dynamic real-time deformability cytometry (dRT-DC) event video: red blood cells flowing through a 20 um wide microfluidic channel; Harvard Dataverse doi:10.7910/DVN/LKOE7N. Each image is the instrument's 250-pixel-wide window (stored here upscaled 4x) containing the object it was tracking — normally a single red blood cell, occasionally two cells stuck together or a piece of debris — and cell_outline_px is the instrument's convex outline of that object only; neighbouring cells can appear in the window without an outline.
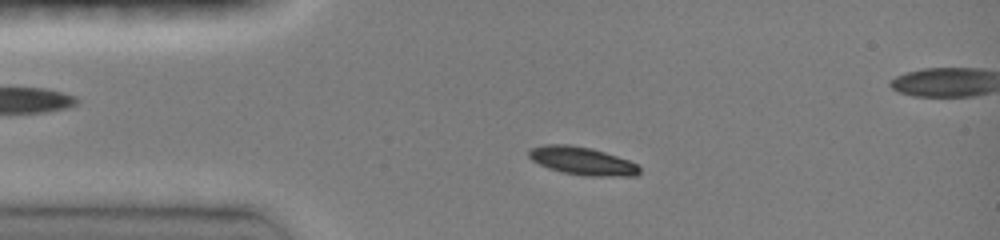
{"species": "common noctule bat (a hibernating species)", "species_latin": "Nyctalus noctula", "temperature_condition": "room temperature", "stored_images_in_passage": 42, "camera_frame_rate_fps": 3000, "um_per_image_px": 0.085, "animal": {"sex": "female", "body_mass_g": 19.0, "forearm_length_mm": 51.5}, "frame": {"image": 1, "passage_image": 8, "time_ms": 2.333, "image_size_px": [1000, 240], "cell_outline_px": [[640, 172], [636, 176], [588, 176], [560, 172], [548, 168], [532, 160], [528, 156], [528, 148], [544, 144], [568, 144], [592, 148], [628, 160], [636, 164], [640, 168]], "centroid_in_image_um": [49.45, 13.67], "position_along_channel_um": 35.6, "area_um2": 18.15}}
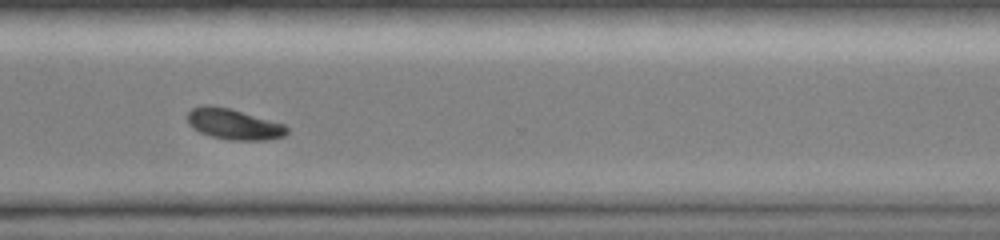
{"frame": {"image": 2, "passage_image": 33, "time_ms": 10.667, "image_size_px": [1000, 240], "cell_outline_px": [[288, 132], [284, 136], [268, 140], [228, 140], [208, 136], [192, 128], [188, 124], [188, 112], [192, 108], [204, 104], [208, 104], [232, 108], [284, 124], [288, 128]], "centroid_in_image_um": [19.85, 10.55], "position_along_channel_um": 350.8, "area_um2": 18.15}}
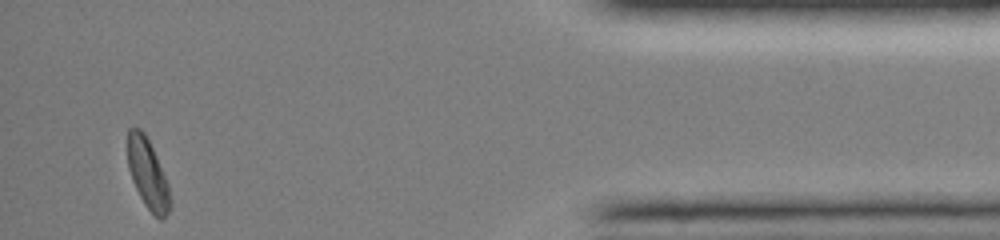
{"frame": {"image": 3, "passage_image": 42, "time_ms": 13.667, "image_size_px": [1000, 240], "cell_outline_px": [[172, 204], [164, 220], [160, 220], [144, 204], [132, 180], [128, 168], [128, 128], [140, 128], [144, 132], [152, 148], [168, 184], [172, 200]], "centroid_in_image_um": [12.57, 14.82], "position_along_channel_um": 422.6, "area_um2": 17.11}, "authors_computed_cell_mechanics": {"area_um2": 18.0914, "velocity_mm_per_s": 4.0965, "shape_relaxation_time_tau1_ms": 1.4597, "shape_relaxation_time_tau2_ms": null, "deformation_change_tau1": 0.1047, "deformation_change_tau2": null}}